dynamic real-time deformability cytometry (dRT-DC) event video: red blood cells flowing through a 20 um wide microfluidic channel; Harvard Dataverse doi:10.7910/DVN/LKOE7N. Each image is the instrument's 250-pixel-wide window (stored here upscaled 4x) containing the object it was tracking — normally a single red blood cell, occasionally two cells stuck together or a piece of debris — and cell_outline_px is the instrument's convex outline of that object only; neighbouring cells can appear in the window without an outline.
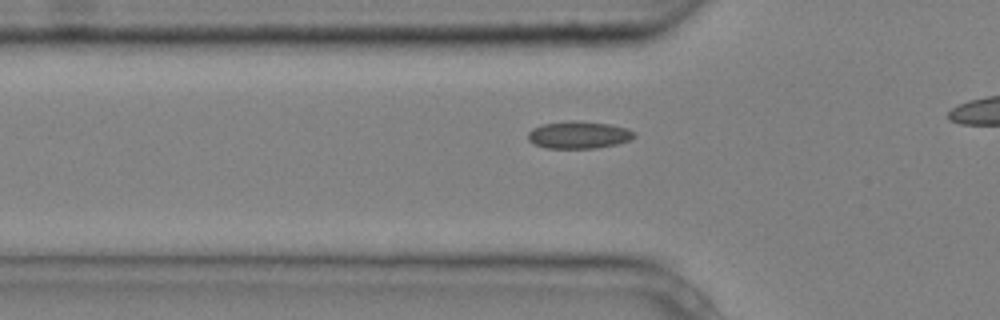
{"species": "common noctule bat (a hibernating species)", "species_latin": "Nyctalus noctula", "temperature_condition": "cold", "stored_images_in_passage": 4, "camera_frame_rate_fps": 3000, "um_per_image_px": 0.085, "animal": {"sex": "male", "body_mass_g": 20.4}, "frame": {"image": 1, "passage_image": 4, "time_ms": 1.0, "image_size_px": [1000, 320], "cell_outline_px": [[636, 136], [628, 140], [616, 144], [596, 148], [544, 148], [528, 140], [528, 132], [532, 128], [540, 124], [572, 120], [580, 120], [608, 124], [628, 128], [636, 132]], "centroid_in_image_um": [49.18, 11.45], "position_along_channel_um": 76.6, "area_um2": 17.05}}